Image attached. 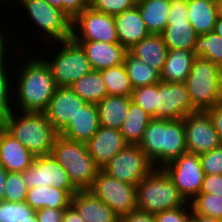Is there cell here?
I'll use <instances>...</instances> for the list:
<instances>
[{"label": "cell", "mask_w": 222, "mask_h": 222, "mask_svg": "<svg viewBox=\"0 0 222 222\" xmlns=\"http://www.w3.org/2000/svg\"><path fill=\"white\" fill-rule=\"evenodd\" d=\"M23 65L18 73L17 89H13L12 93L14 96L17 93L15 97L19 104L12 105L19 106L21 112H45L57 88L50 68L38 57L27 59Z\"/></svg>", "instance_id": "cell-1"}, {"label": "cell", "mask_w": 222, "mask_h": 222, "mask_svg": "<svg viewBox=\"0 0 222 222\" xmlns=\"http://www.w3.org/2000/svg\"><path fill=\"white\" fill-rule=\"evenodd\" d=\"M11 111L0 125L15 139L20 141L35 157L51 154L59 133L47 119L44 112ZM16 116V117H15Z\"/></svg>", "instance_id": "cell-2"}, {"label": "cell", "mask_w": 222, "mask_h": 222, "mask_svg": "<svg viewBox=\"0 0 222 222\" xmlns=\"http://www.w3.org/2000/svg\"><path fill=\"white\" fill-rule=\"evenodd\" d=\"M137 209L152 215L187 202L163 168H154L136 185Z\"/></svg>", "instance_id": "cell-3"}, {"label": "cell", "mask_w": 222, "mask_h": 222, "mask_svg": "<svg viewBox=\"0 0 222 222\" xmlns=\"http://www.w3.org/2000/svg\"><path fill=\"white\" fill-rule=\"evenodd\" d=\"M51 155L68 173L69 179L78 190H87L92 186L100 168L89 155L86 143L58 135Z\"/></svg>", "instance_id": "cell-4"}, {"label": "cell", "mask_w": 222, "mask_h": 222, "mask_svg": "<svg viewBox=\"0 0 222 222\" xmlns=\"http://www.w3.org/2000/svg\"><path fill=\"white\" fill-rule=\"evenodd\" d=\"M184 84L196 111H207L222 100V80L211 60L195 57Z\"/></svg>", "instance_id": "cell-5"}, {"label": "cell", "mask_w": 222, "mask_h": 222, "mask_svg": "<svg viewBox=\"0 0 222 222\" xmlns=\"http://www.w3.org/2000/svg\"><path fill=\"white\" fill-rule=\"evenodd\" d=\"M61 49L56 57L43 59L49 66L57 87H70L75 81L93 71L84 49L73 38L58 42Z\"/></svg>", "instance_id": "cell-6"}, {"label": "cell", "mask_w": 222, "mask_h": 222, "mask_svg": "<svg viewBox=\"0 0 222 222\" xmlns=\"http://www.w3.org/2000/svg\"><path fill=\"white\" fill-rule=\"evenodd\" d=\"M88 190L111 208L119 218L137 209L136 185L121 182L102 169L97 172Z\"/></svg>", "instance_id": "cell-7"}, {"label": "cell", "mask_w": 222, "mask_h": 222, "mask_svg": "<svg viewBox=\"0 0 222 222\" xmlns=\"http://www.w3.org/2000/svg\"><path fill=\"white\" fill-rule=\"evenodd\" d=\"M154 168L139 145L128 144L115 154L102 170L121 182L137 185Z\"/></svg>", "instance_id": "cell-8"}, {"label": "cell", "mask_w": 222, "mask_h": 222, "mask_svg": "<svg viewBox=\"0 0 222 222\" xmlns=\"http://www.w3.org/2000/svg\"><path fill=\"white\" fill-rule=\"evenodd\" d=\"M30 15L37 28L55 42L72 38V20L46 0H17ZM57 40V41H56Z\"/></svg>", "instance_id": "cell-9"}, {"label": "cell", "mask_w": 222, "mask_h": 222, "mask_svg": "<svg viewBox=\"0 0 222 222\" xmlns=\"http://www.w3.org/2000/svg\"><path fill=\"white\" fill-rule=\"evenodd\" d=\"M163 169L187 202L190 203L200 193L205 174L199 155L185 152Z\"/></svg>", "instance_id": "cell-10"}, {"label": "cell", "mask_w": 222, "mask_h": 222, "mask_svg": "<svg viewBox=\"0 0 222 222\" xmlns=\"http://www.w3.org/2000/svg\"><path fill=\"white\" fill-rule=\"evenodd\" d=\"M72 38L74 40L119 43L114 16L96 11L91 7L85 8L72 21Z\"/></svg>", "instance_id": "cell-11"}, {"label": "cell", "mask_w": 222, "mask_h": 222, "mask_svg": "<svg viewBox=\"0 0 222 222\" xmlns=\"http://www.w3.org/2000/svg\"><path fill=\"white\" fill-rule=\"evenodd\" d=\"M27 188L54 186L68 191L72 196L79 190L69 179L68 173L51 155L36 156L33 163L22 173Z\"/></svg>", "instance_id": "cell-12"}, {"label": "cell", "mask_w": 222, "mask_h": 222, "mask_svg": "<svg viewBox=\"0 0 222 222\" xmlns=\"http://www.w3.org/2000/svg\"><path fill=\"white\" fill-rule=\"evenodd\" d=\"M183 123L187 152L200 155L222 145L206 111H196L185 116Z\"/></svg>", "instance_id": "cell-13"}, {"label": "cell", "mask_w": 222, "mask_h": 222, "mask_svg": "<svg viewBox=\"0 0 222 222\" xmlns=\"http://www.w3.org/2000/svg\"><path fill=\"white\" fill-rule=\"evenodd\" d=\"M196 112L184 83H156V118L183 119Z\"/></svg>", "instance_id": "cell-14"}, {"label": "cell", "mask_w": 222, "mask_h": 222, "mask_svg": "<svg viewBox=\"0 0 222 222\" xmlns=\"http://www.w3.org/2000/svg\"><path fill=\"white\" fill-rule=\"evenodd\" d=\"M86 104L70 87H57L44 113L60 133Z\"/></svg>", "instance_id": "cell-15"}, {"label": "cell", "mask_w": 222, "mask_h": 222, "mask_svg": "<svg viewBox=\"0 0 222 222\" xmlns=\"http://www.w3.org/2000/svg\"><path fill=\"white\" fill-rule=\"evenodd\" d=\"M128 143L118 129L100 126L92 138L86 142L89 155L94 163L102 167Z\"/></svg>", "instance_id": "cell-16"}, {"label": "cell", "mask_w": 222, "mask_h": 222, "mask_svg": "<svg viewBox=\"0 0 222 222\" xmlns=\"http://www.w3.org/2000/svg\"><path fill=\"white\" fill-rule=\"evenodd\" d=\"M35 156L0 125V165L8 172L23 173Z\"/></svg>", "instance_id": "cell-17"}, {"label": "cell", "mask_w": 222, "mask_h": 222, "mask_svg": "<svg viewBox=\"0 0 222 222\" xmlns=\"http://www.w3.org/2000/svg\"><path fill=\"white\" fill-rule=\"evenodd\" d=\"M119 43L129 50L150 35L137 5L114 16Z\"/></svg>", "instance_id": "cell-18"}, {"label": "cell", "mask_w": 222, "mask_h": 222, "mask_svg": "<svg viewBox=\"0 0 222 222\" xmlns=\"http://www.w3.org/2000/svg\"><path fill=\"white\" fill-rule=\"evenodd\" d=\"M84 49L93 70L101 71L124 63L127 50L120 43L75 40Z\"/></svg>", "instance_id": "cell-19"}, {"label": "cell", "mask_w": 222, "mask_h": 222, "mask_svg": "<svg viewBox=\"0 0 222 222\" xmlns=\"http://www.w3.org/2000/svg\"><path fill=\"white\" fill-rule=\"evenodd\" d=\"M71 206L85 222H119V216L93 193L79 190L71 197Z\"/></svg>", "instance_id": "cell-20"}, {"label": "cell", "mask_w": 222, "mask_h": 222, "mask_svg": "<svg viewBox=\"0 0 222 222\" xmlns=\"http://www.w3.org/2000/svg\"><path fill=\"white\" fill-rule=\"evenodd\" d=\"M99 127L96 104L87 103L59 135L72 141L86 143L97 132Z\"/></svg>", "instance_id": "cell-21"}, {"label": "cell", "mask_w": 222, "mask_h": 222, "mask_svg": "<svg viewBox=\"0 0 222 222\" xmlns=\"http://www.w3.org/2000/svg\"><path fill=\"white\" fill-rule=\"evenodd\" d=\"M72 195L54 186L29 188L25 202L35 211L40 208L66 209L71 205Z\"/></svg>", "instance_id": "cell-22"}, {"label": "cell", "mask_w": 222, "mask_h": 222, "mask_svg": "<svg viewBox=\"0 0 222 222\" xmlns=\"http://www.w3.org/2000/svg\"><path fill=\"white\" fill-rule=\"evenodd\" d=\"M195 57L194 51L168 50L165 64L161 70V81L184 83L190 74Z\"/></svg>", "instance_id": "cell-23"}, {"label": "cell", "mask_w": 222, "mask_h": 222, "mask_svg": "<svg viewBox=\"0 0 222 222\" xmlns=\"http://www.w3.org/2000/svg\"><path fill=\"white\" fill-rule=\"evenodd\" d=\"M165 119L152 118L138 144L155 168H163Z\"/></svg>", "instance_id": "cell-24"}, {"label": "cell", "mask_w": 222, "mask_h": 222, "mask_svg": "<svg viewBox=\"0 0 222 222\" xmlns=\"http://www.w3.org/2000/svg\"><path fill=\"white\" fill-rule=\"evenodd\" d=\"M188 21L197 35L213 31L218 17L216 0H187Z\"/></svg>", "instance_id": "cell-25"}, {"label": "cell", "mask_w": 222, "mask_h": 222, "mask_svg": "<svg viewBox=\"0 0 222 222\" xmlns=\"http://www.w3.org/2000/svg\"><path fill=\"white\" fill-rule=\"evenodd\" d=\"M131 97L107 95L96 104L100 126L120 129L125 120Z\"/></svg>", "instance_id": "cell-26"}, {"label": "cell", "mask_w": 222, "mask_h": 222, "mask_svg": "<svg viewBox=\"0 0 222 222\" xmlns=\"http://www.w3.org/2000/svg\"><path fill=\"white\" fill-rule=\"evenodd\" d=\"M168 50L161 34H150L129 49L135 57L160 72L165 64Z\"/></svg>", "instance_id": "cell-27"}, {"label": "cell", "mask_w": 222, "mask_h": 222, "mask_svg": "<svg viewBox=\"0 0 222 222\" xmlns=\"http://www.w3.org/2000/svg\"><path fill=\"white\" fill-rule=\"evenodd\" d=\"M171 0H143L137 3L150 34H161L167 26Z\"/></svg>", "instance_id": "cell-28"}, {"label": "cell", "mask_w": 222, "mask_h": 222, "mask_svg": "<svg viewBox=\"0 0 222 222\" xmlns=\"http://www.w3.org/2000/svg\"><path fill=\"white\" fill-rule=\"evenodd\" d=\"M187 152L183 119H165L163 167Z\"/></svg>", "instance_id": "cell-29"}, {"label": "cell", "mask_w": 222, "mask_h": 222, "mask_svg": "<svg viewBox=\"0 0 222 222\" xmlns=\"http://www.w3.org/2000/svg\"><path fill=\"white\" fill-rule=\"evenodd\" d=\"M161 35L169 50H194L197 34L189 21L167 22Z\"/></svg>", "instance_id": "cell-30"}, {"label": "cell", "mask_w": 222, "mask_h": 222, "mask_svg": "<svg viewBox=\"0 0 222 222\" xmlns=\"http://www.w3.org/2000/svg\"><path fill=\"white\" fill-rule=\"evenodd\" d=\"M151 119L149 114L131 101L128 114L119 131L128 144L138 145Z\"/></svg>", "instance_id": "cell-31"}, {"label": "cell", "mask_w": 222, "mask_h": 222, "mask_svg": "<svg viewBox=\"0 0 222 222\" xmlns=\"http://www.w3.org/2000/svg\"><path fill=\"white\" fill-rule=\"evenodd\" d=\"M124 66L133 88L159 83L161 72L144 63L127 50L124 58Z\"/></svg>", "instance_id": "cell-32"}, {"label": "cell", "mask_w": 222, "mask_h": 222, "mask_svg": "<svg viewBox=\"0 0 222 222\" xmlns=\"http://www.w3.org/2000/svg\"><path fill=\"white\" fill-rule=\"evenodd\" d=\"M70 88L88 104H98L108 95L102 75L96 70L75 81Z\"/></svg>", "instance_id": "cell-33"}, {"label": "cell", "mask_w": 222, "mask_h": 222, "mask_svg": "<svg viewBox=\"0 0 222 222\" xmlns=\"http://www.w3.org/2000/svg\"><path fill=\"white\" fill-rule=\"evenodd\" d=\"M108 95L131 97L134 90L124 64L100 71Z\"/></svg>", "instance_id": "cell-34"}, {"label": "cell", "mask_w": 222, "mask_h": 222, "mask_svg": "<svg viewBox=\"0 0 222 222\" xmlns=\"http://www.w3.org/2000/svg\"><path fill=\"white\" fill-rule=\"evenodd\" d=\"M194 54L217 63L222 59V37L214 31L203 35H197Z\"/></svg>", "instance_id": "cell-35"}, {"label": "cell", "mask_w": 222, "mask_h": 222, "mask_svg": "<svg viewBox=\"0 0 222 222\" xmlns=\"http://www.w3.org/2000/svg\"><path fill=\"white\" fill-rule=\"evenodd\" d=\"M190 203L195 214L222 221V196L199 193Z\"/></svg>", "instance_id": "cell-36"}, {"label": "cell", "mask_w": 222, "mask_h": 222, "mask_svg": "<svg viewBox=\"0 0 222 222\" xmlns=\"http://www.w3.org/2000/svg\"><path fill=\"white\" fill-rule=\"evenodd\" d=\"M35 212L26 202H0V222H22Z\"/></svg>", "instance_id": "cell-37"}, {"label": "cell", "mask_w": 222, "mask_h": 222, "mask_svg": "<svg viewBox=\"0 0 222 222\" xmlns=\"http://www.w3.org/2000/svg\"><path fill=\"white\" fill-rule=\"evenodd\" d=\"M131 99L152 118H156V83L135 88Z\"/></svg>", "instance_id": "cell-38"}, {"label": "cell", "mask_w": 222, "mask_h": 222, "mask_svg": "<svg viewBox=\"0 0 222 222\" xmlns=\"http://www.w3.org/2000/svg\"><path fill=\"white\" fill-rule=\"evenodd\" d=\"M5 183V201L25 202L28 188L23 181L22 173L8 172Z\"/></svg>", "instance_id": "cell-39"}, {"label": "cell", "mask_w": 222, "mask_h": 222, "mask_svg": "<svg viewBox=\"0 0 222 222\" xmlns=\"http://www.w3.org/2000/svg\"><path fill=\"white\" fill-rule=\"evenodd\" d=\"M8 65H0V121L7 116L11 111L14 110V106H12L11 98L10 96V89L12 90L14 87L12 83H10V76L8 77V67H5ZM13 108V110H12Z\"/></svg>", "instance_id": "cell-40"}, {"label": "cell", "mask_w": 222, "mask_h": 222, "mask_svg": "<svg viewBox=\"0 0 222 222\" xmlns=\"http://www.w3.org/2000/svg\"><path fill=\"white\" fill-rule=\"evenodd\" d=\"M135 5L133 0H89V7L113 16Z\"/></svg>", "instance_id": "cell-41"}, {"label": "cell", "mask_w": 222, "mask_h": 222, "mask_svg": "<svg viewBox=\"0 0 222 222\" xmlns=\"http://www.w3.org/2000/svg\"><path fill=\"white\" fill-rule=\"evenodd\" d=\"M205 175L222 174V145L199 155Z\"/></svg>", "instance_id": "cell-42"}, {"label": "cell", "mask_w": 222, "mask_h": 222, "mask_svg": "<svg viewBox=\"0 0 222 222\" xmlns=\"http://www.w3.org/2000/svg\"><path fill=\"white\" fill-rule=\"evenodd\" d=\"M187 205H190V203L155 214L156 222H190L191 206L188 207Z\"/></svg>", "instance_id": "cell-43"}, {"label": "cell", "mask_w": 222, "mask_h": 222, "mask_svg": "<svg viewBox=\"0 0 222 222\" xmlns=\"http://www.w3.org/2000/svg\"><path fill=\"white\" fill-rule=\"evenodd\" d=\"M187 0H171L167 22L188 21Z\"/></svg>", "instance_id": "cell-44"}, {"label": "cell", "mask_w": 222, "mask_h": 222, "mask_svg": "<svg viewBox=\"0 0 222 222\" xmlns=\"http://www.w3.org/2000/svg\"><path fill=\"white\" fill-rule=\"evenodd\" d=\"M200 193L222 196V174L204 175Z\"/></svg>", "instance_id": "cell-45"}, {"label": "cell", "mask_w": 222, "mask_h": 222, "mask_svg": "<svg viewBox=\"0 0 222 222\" xmlns=\"http://www.w3.org/2000/svg\"><path fill=\"white\" fill-rule=\"evenodd\" d=\"M87 7L89 0H63V12L72 21Z\"/></svg>", "instance_id": "cell-46"}, {"label": "cell", "mask_w": 222, "mask_h": 222, "mask_svg": "<svg viewBox=\"0 0 222 222\" xmlns=\"http://www.w3.org/2000/svg\"><path fill=\"white\" fill-rule=\"evenodd\" d=\"M38 222H62L64 209L40 208L36 210Z\"/></svg>", "instance_id": "cell-47"}, {"label": "cell", "mask_w": 222, "mask_h": 222, "mask_svg": "<svg viewBox=\"0 0 222 222\" xmlns=\"http://www.w3.org/2000/svg\"><path fill=\"white\" fill-rule=\"evenodd\" d=\"M119 222H156L154 215L135 209L120 217Z\"/></svg>", "instance_id": "cell-48"}, {"label": "cell", "mask_w": 222, "mask_h": 222, "mask_svg": "<svg viewBox=\"0 0 222 222\" xmlns=\"http://www.w3.org/2000/svg\"><path fill=\"white\" fill-rule=\"evenodd\" d=\"M212 120L215 130L220 136L222 142V100H220L213 108L206 111Z\"/></svg>", "instance_id": "cell-49"}, {"label": "cell", "mask_w": 222, "mask_h": 222, "mask_svg": "<svg viewBox=\"0 0 222 222\" xmlns=\"http://www.w3.org/2000/svg\"><path fill=\"white\" fill-rule=\"evenodd\" d=\"M62 222H85L78 212L70 205L64 209V216Z\"/></svg>", "instance_id": "cell-50"}, {"label": "cell", "mask_w": 222, "mask_h": 222, "mask_svg": "<svg viewBox=\"0 0 222 222\" xmlns=\"http://www.w3.org/2000/svg\"><path fill=\"white\" fill-rule=\"evenodd\" d=\"M8 171L0 165V202L5 201V186L7 181Z\"/></svg>", "instance_id": "cell-51"}, {"label": "cell", "mask_w": 222, "mask_h": 222, "mask_svg": "<svg viewBox=\"0 0 222 222\" xmlns=\"http://www.w3.org/2000/svg\"><path fill=\"white\" fill-rule=\"evenodd\" d=\"M3 31L0 30V65H7L5 62L6 59V53L8 49V46L6 45V43L8 41H6V37L3 36Z\"/></svg>", "instance_id": "cell-52"}, {"label": "cell", "mask_w": 222, "mask_h": 222, "mask_svg": "<svg viewBox=\"0 0 222 222\" xmlns=\"http://www.w3.org/2000/svg\"><path fill=\"white\" fill-rule=\"evenodd\" d=\"M190 222H222V221L217 220V219H213L212 217L197 215L191 209Z\"/></svg>", "instance_id": "cell-53"}, {"label": "cell", "mask_w": 222, "mask_h": 222, "mask_svg": "<svg viewBox=\"0 0 222 222\" xmlns=\"http://www.w3.org/2000/svg\"><path fill=\"white\" fill-rule=\"evenodd\" d=\"M213 31L222 37V17L218 16Z\"/></svg>", "instance_id": "cell-54"}, {"label": "cell", "mask_w": 222, "mask_h": 222, "mask_svg": "<svg viewBox=\"0 0 222 222\" xmlns=\"http://www.w3.org/2000/svg\"><path fill=\"white\" fill-rule=\"evenodd\" d=\"M51 6L57 7L63 11V0H46Z\"/></svg>", "instance_id": "cell-55"}, {"label": "cell", "mask_w": 222, "mask_h": 222, "mask_svg": "<svg viewBox=\"0 0 222 222\" xmlns=\"http://www.w3.org/2000/svg\"><path fill=\"white\" fill-rule=\"evenodd\" d=\"M22 222H38V218H37L36 212L33 215L30 216V219H25Z\"/></svg>", "instance_id": "cell-56"}, {"label": "cell", "mask_w": 222, "mask_h": 222, "mask_svg": "<svg viewBox=\"0 0 222 222\" xmlns=\"http://www.w3.org/2000/svg\"><path fill=\"white\" fill-rule=\"evenodd\" d=\"M218 8V16L222 17V0H216Z\"/></svg>", "instance_id": "cell-57"}, {"label": "cell", "mask_w": 222, "mask_h": 222, "mask_svg": "<svg viewBox=\"0 0 222 222\" xmlns=\"http://www.w3.org/2000/svg\"><path fill=\"white\" fill-rule=\"evenodd\" d=\"M216 64H217V68H218L220 78L222 80V59L220 61H218Z\"/></svg>", "instance_id": "cell-58"}, {"label": "cell", "mask_w": 222, "mask_h": 222, "mask_svg": "<svg viewBox=\"0 0 222 222\" xmlns=\"http://www.w3.org/2000/svg\"><path fill=\"white\" fill-rule=\"evenodd\" d=\"M135 4L142 2L143 0H133Z\"/></svg>", "instance_id": "cell-59"}]
</instances>
